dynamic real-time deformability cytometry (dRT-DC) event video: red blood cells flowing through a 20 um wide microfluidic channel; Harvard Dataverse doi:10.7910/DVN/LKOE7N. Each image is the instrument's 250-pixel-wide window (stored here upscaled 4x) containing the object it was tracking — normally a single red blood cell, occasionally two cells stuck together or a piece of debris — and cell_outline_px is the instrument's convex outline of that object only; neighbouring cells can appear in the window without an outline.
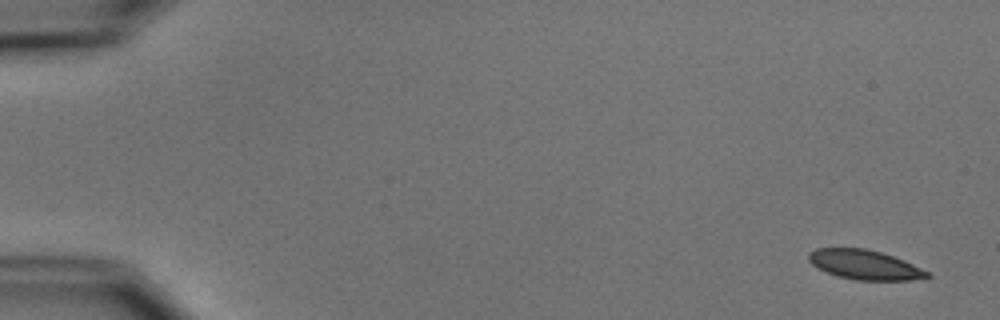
{"species": "common noctule bat (a hibernating species)", "species_latin": "Nyctalus noctula", "temperature_condition": "cold", "stored_images_in_passage": 5, "camera_frame_rate_fps": 3000, "um_per_image_px": 0.085, "animal": {"sex": "male", "body_mass_g": 15.6}, "frame": {"image": 1, "passage_image": 1, "time_ms": 0.0, "image_size_px": [1000, 320], "cell_outline_px": [[932, 276], [912, 280], [856, 280], [836, 276], [816, 268], [808, 260], [808, 252], [816, 248], [864, 248], [880, 252], [904, 260], [928, 272]], "centroid_in_image_um": [73.44, 22.5], "position_along_channel_um": 11.6, "area_um2": 20.4}}